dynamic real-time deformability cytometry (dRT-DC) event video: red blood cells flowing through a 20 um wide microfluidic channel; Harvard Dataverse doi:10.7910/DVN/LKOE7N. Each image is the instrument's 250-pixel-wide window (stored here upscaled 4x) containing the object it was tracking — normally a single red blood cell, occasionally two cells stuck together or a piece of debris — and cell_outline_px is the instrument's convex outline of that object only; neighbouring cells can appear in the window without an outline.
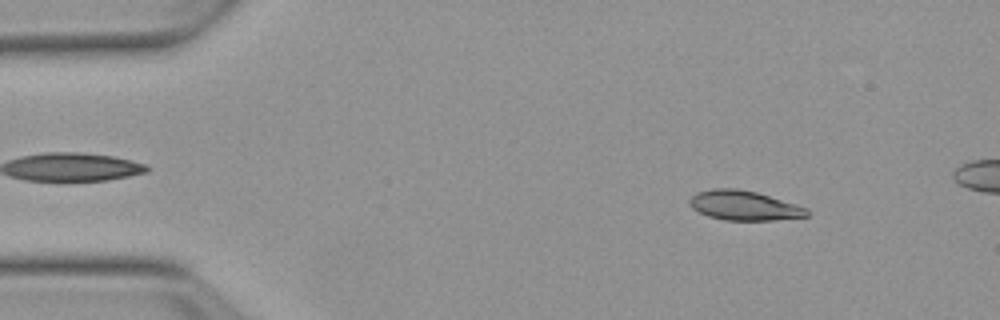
{"species": "Egyptian fruit bat (a non-hibernating species)", "species_latin": "Rousettus aegyptiacus", "temperature_condition": "warm", "stored_images_in_passage": 11, "camera_frame_rate_fps": 3000, "um_per_image_px": 0.085, "animal": {"sex": "female"}, "frame": {"image": 1, "passage_image": 2, "time_ms": 0.333, "image_size_px": [1000, 320], "cell_outline_px": [[808, 216], [772, 220], [724, 220], [708, 216], [692, 208], [688, 200], [696, 192], [712, 188], [736, 188], [756, 192], [808, 208]], "centroid_in_image_um": [63.21, 17.46], "position_along_channel_um": 21.8, "area_um2": 20.11}}